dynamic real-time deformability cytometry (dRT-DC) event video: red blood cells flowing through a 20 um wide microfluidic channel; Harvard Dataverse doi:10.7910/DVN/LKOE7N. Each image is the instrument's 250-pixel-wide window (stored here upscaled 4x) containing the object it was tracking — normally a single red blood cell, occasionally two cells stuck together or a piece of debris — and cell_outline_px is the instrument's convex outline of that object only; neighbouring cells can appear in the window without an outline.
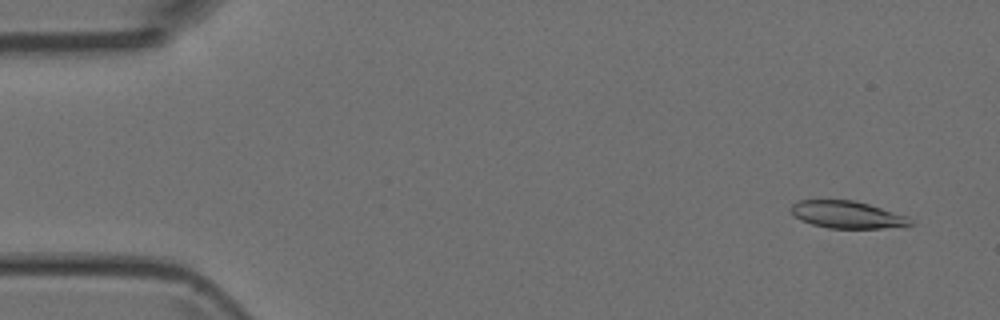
{"species": "Egyptian fruit bat (a non-hibernating species)", "species_latin": "Rousettus aegyptiacus", "temperature_condition": "room temperature", "stored_images_in_passage": 13, "camera_frame_rate_fps": 3000, "um_per_image_px": 0.085, "animal": {"sex": "female"}, "frame": {"image": 1, "passage_image": 3, "time_ms": 0.667, "image_size_px": [1000, 320], "cell_outline_px": [[916, 224], [908, 228], [828, 228], [812, 224], [800, 220], [792, 212], [792, 204], [796, 200], [856, 200], [908, 216]], "centroid_in_image_um": [72.12, 18.26], "position_along_channel_um": 12.9, "area_um2": 19.31}}
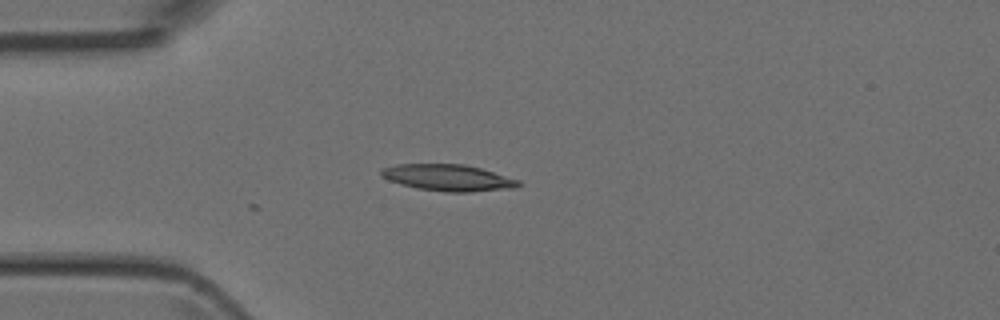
{"frame": {"image": 2, "passage_image": 13, "time_ms": 4.0, "image_size_px": [1000, 320], "cell_outline_px": [[520, 184], [516, 188], [468, 192], [444, 192], [416, 188], [400, 184], [388, 180], [380, 176], [380, 168], [396, 164], [464, 164], [480, 168], [520, 180]], "centroid_in_image_um": [38.05, 15.1], "position_along_channel_um": 47.0, "area_um2": 21.33}}